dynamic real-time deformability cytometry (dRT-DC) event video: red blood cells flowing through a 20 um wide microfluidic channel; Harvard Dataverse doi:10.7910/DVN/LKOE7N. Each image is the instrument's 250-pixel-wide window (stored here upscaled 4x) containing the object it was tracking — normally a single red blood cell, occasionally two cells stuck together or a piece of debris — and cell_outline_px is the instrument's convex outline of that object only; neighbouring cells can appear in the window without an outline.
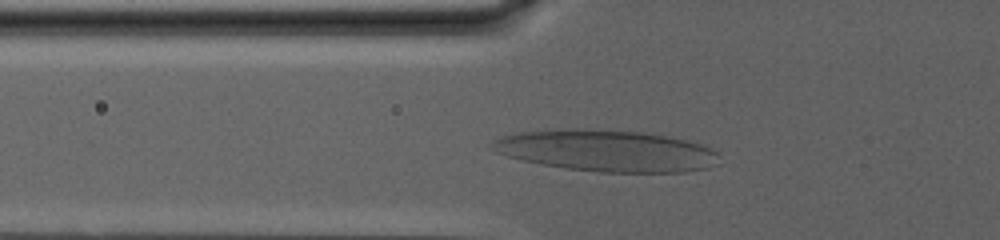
{"species": "human", "species_latin": "Homo sapiens", "temperature_condition": "warm", "stored_images_in_passage": 71, "camera_frame_rate_fps": 3000, "um_per_image_px": 0.085, "donor": {"sex": "male"}, "frame": {"image": 1, "passage_image": 28, "time_ms": 9.0, "image_size_px": [1000, 240], "cell_outline_px": [[720, 164], [708, 168], [684, 172], [600, 172], [564, 168], [524, 160], [508, 156], [496, 152], [488, 148], [488, 144], [492, 140], [504, 136], [520, 132], [560, 128], [584, 128], [644, 132], [688, 140], [704, 144], [712, 148], [720, 156]], "centroid_in_image_um": [51.59, 12.8], "position_along_channel_um": 74.2, "area_um2": 55.6}}
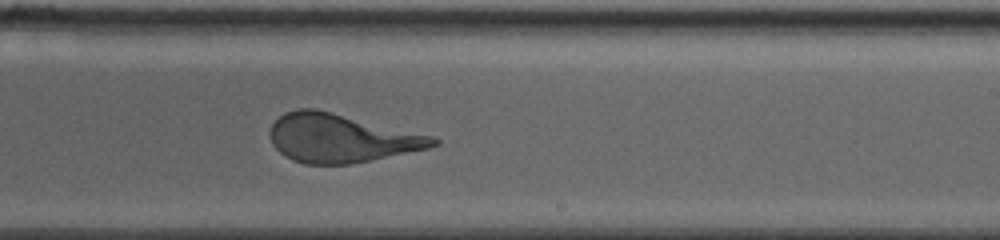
{"frame": {"image": 2, "passage_image": 51, "time_ms": 16.667, "image_size_px": [1000, 240], "cell_outline_px": [[440, 144], [428, 148], [352, 164], [304, 164], [292, 160], [284, 156], [272, 144], [268, 132], [272, 124], [284, 112], [300, 108], [316, 108], [432, 136], [440, 140]], "centroid_in_image_um": [28.94, 11.74], "position_along_channel_um": 260.1, "area_um2": 46.01}}
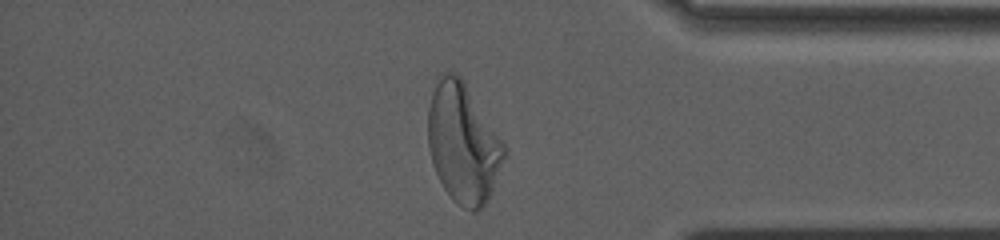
{"frame": {"image": 3, "passage_image": 69, "time_ms": 22.667, "image_size_px": [1000, 240], "cell_outline_px": [[508, 156], [484, 204], [480, 208], [464, 208], [452, 200], [444, 188], [432, 164], [428, 148], [428, 108], [432, 92], [440, 72], [456, 72], [460, 76], [504, 144], [508, 152]], "centroid_in_image_um": [39.34, 12.15], "position_along_channel_um": 395.9, "area_um2": 52.54}}